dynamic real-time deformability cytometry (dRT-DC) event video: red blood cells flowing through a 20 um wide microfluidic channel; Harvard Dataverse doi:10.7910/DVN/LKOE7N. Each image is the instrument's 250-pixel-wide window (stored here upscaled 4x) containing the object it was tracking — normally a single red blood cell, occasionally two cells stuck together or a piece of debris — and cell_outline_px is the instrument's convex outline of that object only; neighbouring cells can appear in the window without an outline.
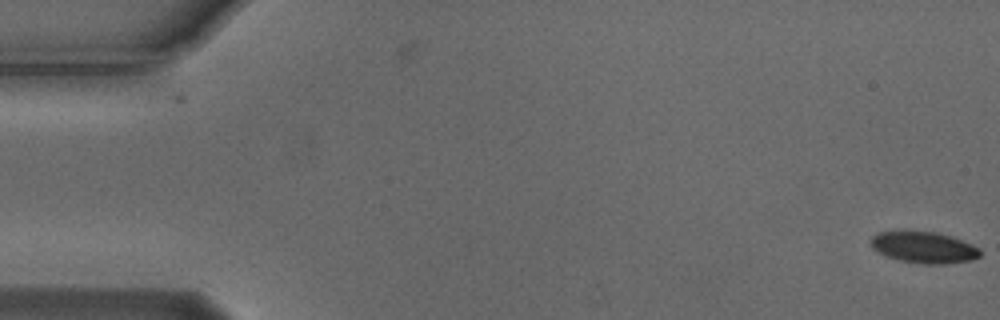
{"species": "Egyptian fruit bat (a non-hibernating species)", "species_latin": "Rousettus aegyptiacus", "temperature_condition": "cold", "stored_images_in_passage": 2, "camera_frame_rate_fps": 3000, "um_per_image_px": 0.085, "animal": {"sex": "male"}, "frame": {"image": 1, "passage_image": 2, "time_ms": 0.333, "image_size_px": [1000, 320], "cell_outline_px": [[980, 256], [972, 260], [944, 264], [924, 264], [900, 260], [884, 256], [876, 252], [872, 248], [868, 240], [872, 236], [880, 232], [936, 232], [952, 236], [972, 244], [980, 248]], "centroid_in_image_um": [78.51, 21.04], "position_along_channel_um": 6.5, "area_um2": 20.06}}